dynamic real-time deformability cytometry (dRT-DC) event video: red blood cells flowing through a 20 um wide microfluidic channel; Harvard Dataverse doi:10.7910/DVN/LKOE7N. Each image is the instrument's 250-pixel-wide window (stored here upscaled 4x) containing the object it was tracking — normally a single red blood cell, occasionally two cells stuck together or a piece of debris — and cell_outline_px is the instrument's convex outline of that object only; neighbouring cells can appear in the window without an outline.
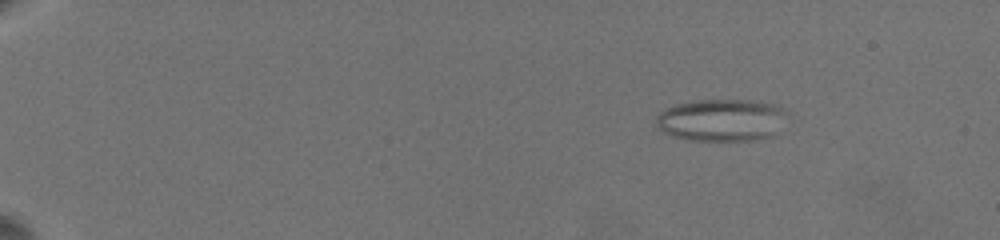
{"species": "common noctule bat (a hibernating species)", "species_latin": "Nyctalus noctula", "temperature_condition": "warm", "stored_images_in_passage": 10, "camera_frame_rate_fps": 3000, "um_per_image_px": 0.085, "animal": {"sex": "female", "body_mass_g": 19.5, "forearm_length_mm": 54.1}, "frame": {"image": 1, "passage_image": 5, "time_ms": 3.0, "image_size_px": [1000, 240], "cell_outline_px": [[788, 112], [776, 136], [752, 140], [688, 140], [672, 136], [656, 128], [656, 116], [664, 108], [676, 104], [696, 100], [752, 100], [780, 104]], "centroid_in_image_um": [61.36, 10.2], "position_along_channel_um": 23.6, "area_um2": 32.89}}
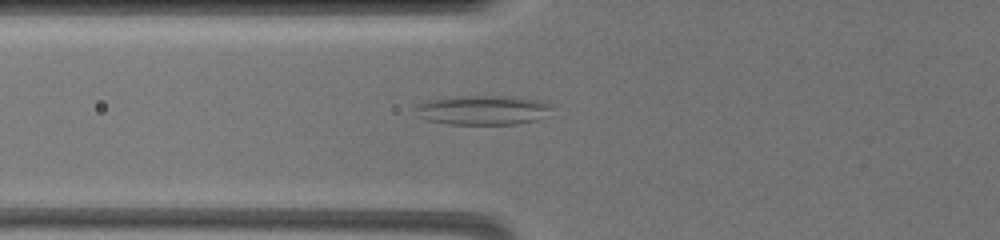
{"frame": {"image": 2, "passage_image": 10, "time_ms": 8.667, "image_size_px": [1000, 240], "cell_outline_px": [[552, 108], [536, 120], [516, 124], [448, 124], [428, 120], [416, 116], [416, 104], [428, 100], [460, 96], [504, 96], [540, 100], [552, 104]], "centroid_in_image_um": [41.0, 9.35], "position_along_channel_um": 84.8, "area_um2": 23.24}}